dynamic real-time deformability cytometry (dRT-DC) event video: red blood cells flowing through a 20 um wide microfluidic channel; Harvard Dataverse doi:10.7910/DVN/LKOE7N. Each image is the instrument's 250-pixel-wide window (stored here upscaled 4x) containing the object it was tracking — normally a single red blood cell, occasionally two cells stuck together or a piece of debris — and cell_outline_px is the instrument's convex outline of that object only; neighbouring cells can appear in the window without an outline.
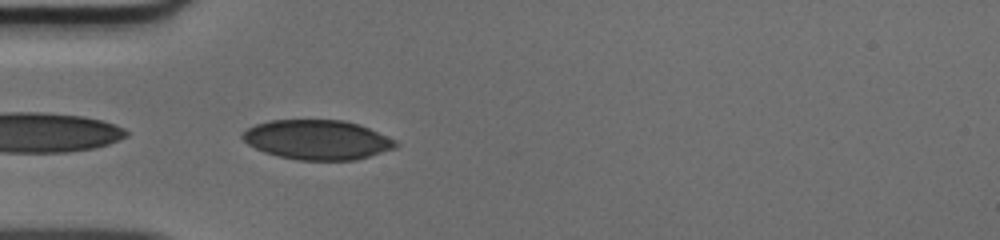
{"species": "human", "species_latin": "Homo sapiens", "temperature_condition": "cold", "stored_images_in_passage": 33, "camera_frame_rate_fps": 3000, "um_per_image_px": 0.085, "donor": {"sex": "male"}, "frame": {"image": 1, "passage_image": 2, "time_ms": 0.333, "image_size_px": [1000, 240], "cell_outline_px": [[400, 144], [396, 148], [356, 160], [296, 160], [264, 152], [248, 144], [240, 136], [248, 128], [256, 124], [272, 120], [344, 120], [360, 124], [396, 140]], "centroid_in_image_um": [27.01, 11.88], "position_along_channel_um": 58.0, "area_um2": 35.37}}
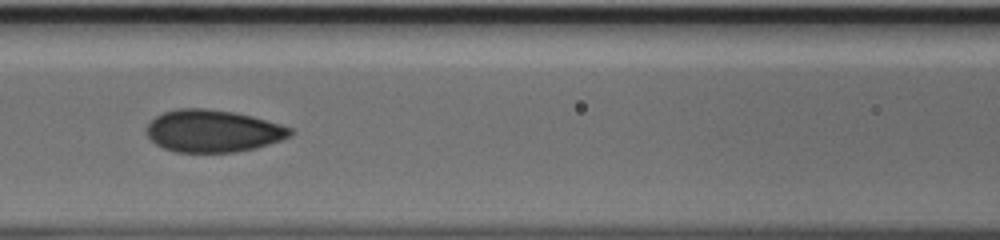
{"frame": {"image": 2, "passage_image": 9, "time_ms": 2.667, "image_size_px": [1000, 240], "cell_outline_px": [[296, 132], [292, 136], [256, 148], [236, 152], [176, 152], [164, 148], [156, 144], [148, 136], [148, 124], [156, 116], [164, 112], [180, 108], [204, 108], [232, 112], [252, 116], [280, 124], [292, 128]], "centroid_in_image_um": [18.14, 11.14], "position_along_channel_um": 148.5, "area_um2": 35.26}}
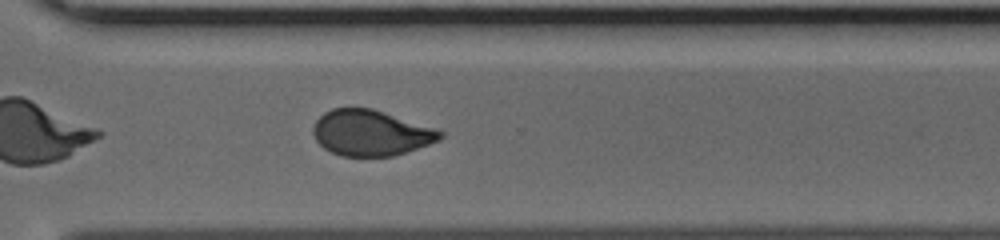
{"frame": {"image": 3, "passage_image": 23, "time_ms": 7.333, "image_size_px": [1000, 240], "cell_outline_px": [[444, 136], [440, 140], [392, 156], [340, 156], [324, 148], [316, 140], [312, 132], [312, 128], [316, 120], [324, 112], [332, 108], [372, 108], [436, 128], [444, 132]], "centroid_in_image_um": [31.51, 11.29], "position_along_channel_um": 339.1, "area_um2": 33.81}}